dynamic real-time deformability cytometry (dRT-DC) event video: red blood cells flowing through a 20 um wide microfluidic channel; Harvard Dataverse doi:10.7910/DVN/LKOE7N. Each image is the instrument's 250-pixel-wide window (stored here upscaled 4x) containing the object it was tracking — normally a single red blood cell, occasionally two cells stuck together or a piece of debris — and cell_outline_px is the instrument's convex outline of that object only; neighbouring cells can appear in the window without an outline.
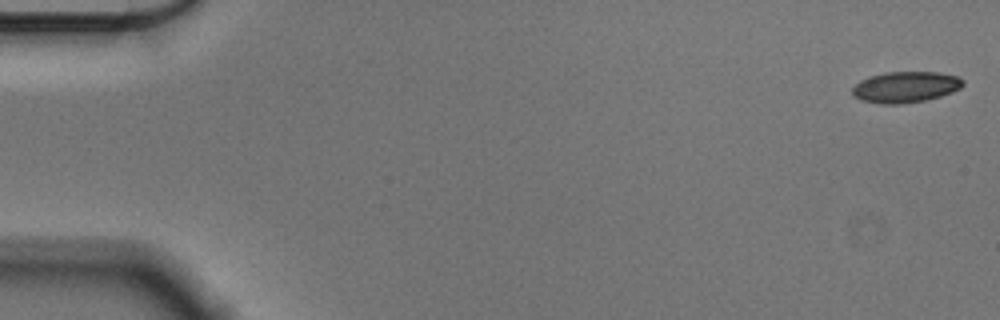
{"species": "Egyptian fruit bat (a non-hibernating species)", "species_latin": "Rousettus aegyptiacus", "temperature_condition": "cold", "stored_images_in_passage": 9, "camera_frame_rate_fps": 3000, "um_per_image_px": 0.085, "animal": {"sex": "male"}, "frame": {"image": 1, "passage_image": 1, "time_ms": 0.0, "image_size_px": [1000, 320], "cell_outline_px": [[964, 84], [960, 88], [952, 92], [940, 96], [924, 100], [900, 104], [880, 104], [860, 100], [852, 96], [852, 88], [860, 80], [868, 76], [888, 72], [936, 72], [960, 76], [964, 80]], "centroid_in_image_um": [76.95, 7.39], "position_along_channel_um": 8.0, "area_um2": 20.17}}